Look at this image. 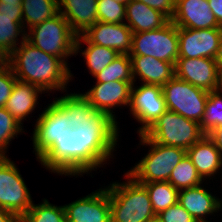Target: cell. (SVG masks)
<instances>
[{"mask_svg": "<svg viewBox=\"0 0 222 222\" xmlns=\"http://www.w3.org/2000/svg\"><path fill=\"white\" fill-rule=\"evenodd\" d=\"M132 76L135 83L136 76L142 84L163 86L175 76V65L150 56H130Z\"/></svg>", "mask_w": 222, "mask_h": 222, "instance_id": "cell-19", "label": "cell"}, {"mask_svg": "<svg viewBox=\"0 0 222 222\" xmlns=\"http://www.w3.org/2000/svg\"><path fill=\"white\" fill-rule=\"evenodd\" d=\"M94 77L97 79V83H108L110 81L134 82L130 56L128 54H120Z\"/></svg>", "mask_w": 222, "mask_h": 222, "instance_id": "cell-30", "label": "cell"}, {"mask_svg": "<svg viewBox=\"0 0 222 222\" xmlns=\"http://www.w3.org/2000/svg\"><path fill=\"white\" fill-rule=\"evenodd\" d=\"M30 192L13 161L0 157V207L19 218L32 206Z\"/></svg>", "mask_w": 222, "mask_h": 222, "instance_id": "cell-10", "label": "cell"}, {"mask_svg": "<svg viewBox=\"0 0 222 222\" xmlns=\"http://www.w3.org/2000/svg\"><path fill=\"white\" fill-rule=\"evenodd\" d=\"M171 21L177 27L190 29L220 27L208 0H175V12Z\"/></svg>", "mask_w": 222, "mask_h": 222, "instance_id": "cell-17", "label": "cell"}, {"mask_svg": "<svg viewBox=\"0 0 222 222\" xmlns=\"http://www.w3.org/2000/svg\"><path fill=\"white\" fill-rule=\"evenodd\" d=\"M140 145L150 146L146 154L127 174L139 183L168 181L171 171L185 157L186 150L158 144L139 134Z\"/></svg>", "mask_w": 222, "mask_h": 222, "instance_id": "cell-4", "label": "cell"}, {"mask_svg": "<svg viewBox=\"0 0 222 222\" xmlns=\"http://www.w3.org/2000/svg\"><path fill=\"white\" fill-rule=\"evenodd\" d=\"M168 182L177 190L199 186L203 179L198 174L196 167L192 164L191 159L185 157L171 171Z\"/></svg>", "mask_w": 222, "mask_h": 222, "instance_id": "cell-29", "label": "cell"}, {"mask_svg": "<svg viewBox=\"0 0 222 222\" xmlns=\"http://www.w3.org/2000/svg\"><path fill=\"white\" fill-rule=\"evenodd\" d=\"M132 30L126 23L113 24L97 22L81 34L89 43L116 50L119 54H128L132 49Z\"/></svg>", "mask_w": 222, "mask_h": 222, "instance_id": "cell-16", "label": "cell"}, {"mask_svg": "<svg viewBox=\"0 0 222 222\" xmlns=\"http://www.w3.org/2000/svg\"><path fill=\"white\" fill-rule=\"evenodd\" d=\"M167 110L200 123L209 92L174 76L162 86Z\"/></svg>", "mask_w": 222, "mask_h": 222, "instance_id": "cell-8", "label": "cell"}, {"mask_svg": "<svg viewBox=\"0 0 222 222\" xmlns=\"http://www.w3.org/2000/svg\"><path fill=\"white\" fill-rule=\"evenodd\" d=\"M175 76L208 92L219 88V67L212 58H178Z\"/></svg>", "mask_w": 222, "mask_h": 222, "instance_id": "cell-14", "label": "cell"}, {"mask_svg": "<svg viewBox=\"0 0 222 222\" xmlns=\"http://www.w3.org/2000/svg\"><path fill=\"white\" fill-rule=\"evenodd\" d=\"M20 46L9 55V66L17 80L39 87L43 91L65 90L73 77L68 63L60 57L47 54L22 39Z\"/></svg>", "mask_w": 222, "mask_h": 222, "instance_id": "cell-2", "label": "cell"}, {"mask_svg": "<svg viewBox=\"0 0 222 222\" xmlns=\"http://www.w3.org/2000/svg\"><path fill=\"white\" fill-rule=\"evenodd\" d=\"M221 92V93H220ZM222 91L219 89L209 92L205 104V112L200 122L201 129L206 135L215 127L222 125Z\"/></svg>", "mask_w": 222, "mask_h": 222, "instance_id": "cell-32", "label": "cell"}, {"mask_svg": "<svg viewBox=\"0 0 222 222\" xmlns=\"http://www.w3.org/2000/svg\"><path fill=\"white\" fill-rule=\"evenodd\" d=\"M148 222H162L159 217L156 215L155 217H153L152 219H150Z\"/></svg>", "mask_w": 222, "mask_h": 222, "instance_id": "cell-46", "label": "cell"}, {"mask_svg": "<svg viewBox=\"0 0 222 222\" xmlns=\"http://www.w3.org/2000/svg\"><path fill=\"white\" fill-rule=\"evenodd\" d=\"M9 65V55L0 48V68Z\"/></svg>", "mask_w": 222, "mask_h": 222, "instance_id": "cell-42", "label": "cell"}, {"mask_svg": "<svg viewBox=\"0 0 222 222\" xmlns=\"http://www.w3.org/2000/svg\"><path fill=\"white\" fill-rule=\"evenodd\" d=\"M42 92L44 93L42 89L33 84L16 80L5 108L23 125L22 121L36 108L38 95Z\"/></svg>", "mask_w": 222, "mask_h": 222, "instance_id": "cell-23", "label": "cell"}, {"mask_svg": "<svg viewBox=\"0 0 222 222\" xmlns=\"http://www.w3.org/2000/svg\"><path fill=\"white\" fill-rule=\"evenodd\" d=\"M0 222H19V217L0 207Z\"/></svg>", "mask_w": 222, "mask_h": 222, "instance_id": "cell-41", "label": "cell"}, {"mask_svg": "<svg viewBox=\"0 0 222 222\" xmlns=\"http://www.w3.org/2000/svg\"><path fill=\"white\" fill-rule=\"evenodd\" d=\"M215 61L218 64L219 68H222V36L220 39V43H219V47H218V51L215 57Z\"/></svg>", "mask_w": 222, "mask_h": 222, "instance_id": "cell-43", "label": "cell"}, {"mask_svg": "<svg viewBox=\"0 0 222 222\" xmlns=\"http://www.w3.org/2000/svg\"><path fill=\"white\" fill-rule=\"evenodd\" d=\"M178 202L197 222H208L206 215L222 210V200L200 185L179 190Z\"/></svg>", "mask_w": 222, "mask_h": 222, "instance_id": "cell-18", "label": "cell"}, {"mask_svg": "<svg viewBox=\"0 0 222 222\" xmlns=\"http://www.w3.org/2000/svg\"><path fill=\"white\" fill-rule=\"evenodd\" d=\"M77 35L72 31L68 21L58 13L54 17L31 28L26 33V40L47 54L65 58L75 54Z\"/></svg>", "mask_w": 222, "mask_h": 222, "instance_id": "cell-6", "label": "cell"}, {"mask_svg": "<svg viewBox=\"0 0 222 222\" xmlns=\"http://www.w3.org/2000/svg\"><path fill=\"white\" fill-rule=\"evenodd\" d=\"M67 222H111L109 192L99 189L64 205Z\"/></svg>", "mask_w": 222, "mask_h": 222, "instance_id": "cell-13", "label": "cell"}, {"mask_svg": "<svg viewBox=\"0 0 222 222\" xmlns=\"http://www.w3.org/2000/svg\"><path fill=\"white\" fill-rule=\"evenodd\" d=\"M0 2H4L5 4H21L22 0H0Z\"/></svg>", "mask_w": 222, "mask_h": 222, "instance_id": "cell-44", "label": "cell"}, {"mask_svg": "<svg viewBox=\"0 0 222 222\" xmlns=\"http://www.w3.org/2000/svg\"><path fill=\"white\" fill-rule=\"evenodd\" d=\"M22 125L7 111L0 107V157H6L5 153L10 141L23 132Z\"/></svg>", "mask_w": 222, "mask_h": 222, "instance_id": "cell-33", "label": "cell"}, {"mask_svg": "<svg viewBox=\"0 0 222 222\" xmlns=\"http://www.w3.org/2000/svg\"><path fill=\"white\" fill-rule=\"evenodd\" d=\"M222 27L208 29H190L178 27L179 58L215 59Z\"/></svg>", "mask_w": 222, "mask_h": 222, "instance_id": "cell-12", "label": "cell"}, {"mask_svg": "<svg viewBox=\"0 0 222 222\" xmlns=\"http://www.w3.org/2000/svg\"><path fill=\"white\" fill-rule=\"evenodd\" d=\"M208 4L218 22V25L222 27V0H208Z\"/></svg>", "mask_w": 222, "mask_h": 222, "instance_id": "cell-40", "label": "cell"}, {"mask_svg": "<svg viewBox=\"0 0 222 222\" xmlns=\"http://www.w3.org/2000/svg\"><path fill=\"white\" fill-rule=\"evenodd\" d=\"M0 13L7 16H22L21 4H5L0 2Z\"/></svg>", "mask_w": 222, "mask_h": 222, "instance_id": "cell-38", "label": "cell"}, {"mask_svg": "<svg viewBox=\"0 0 222 222\" xmlns=\"http://www.w3.org/2000/svg\"><path fill=\"white\" fill-rule=\"evenodd\" d=\"M157 216L162 222H197L179 202L160 212Z\"/></svg>", "mask_w": 222, "mask_h": 222, "instance_id": "cell-36", "label": "cell"}, {"mask_svg": "<svg viewBox=\"0 0 222 222\" xmlns=\"http://www.w3.org/2000/svg\"><path fill=\"white\" fill-rule=\"evenodd\" d=\"M25 30L23 16H7L0 13V48L10 55L17 48L18 36L26 39Z\"/></svg>", "mask_w": 222, "mask_h": 222, "instance_id": "cell-27", "label": "cell"}, {"mask_svg": "<svg viewBox=\"0 0 222 222\" xmlns=\"http://www.w3.org/2000/svg\"><path fill=\"white\" fill-rule=\"evenodd\" d=\"M134 82L110 81L96 83L85 94L81 95L98 111L107 113L116 121L112 109L119 106H129L131 88ZM114 107V108H113Z\"/></svg>", "mask_w": 222, "mask_h": 222, "instance_id": "cell-15", "label": "cell"}, {"mask_svg": "<svg viewBox=\"0 0 222 222\" xmlns=\"http://www.w3.org/2000/svg\"><path fill=\"white\" fill-rule=\"evenodd\" d=\"M151 8L160 11L166 15L170 20L174 16L175 12V0H138Z\"/></svg>", "mask_w": 222, "mask_h": 222, "instance_id": "cell-37", "label": "cell"}, {"mask_svg": "<svg viewBox=\"0 0 222 222\" xmlns=\"http://www.w3.org/2000/svg\"><path fill=\"white\" fill-rule=\"evenodd\" d=\"M129 56H150L175 65L179 58L178 27L170 20L159 29L133 33Z\"/></svg>", "mask_w": 222, "mask_h": 222, "instance_id": "cell-7", "label": "cell"}, {"mask_svg": "<svg viewBox=\"0 0 222 222\" xmlns=\"http://www.w3.org/2000/svg\"><path fill=\"white\" fill-rule=\"evenodd\" d=\"M118 122L95 110L78 129L56 141L39 162L51 172L79 176L102 167L113 156L118 138Z\"/></svg>", "mask_w": 222, "mask_h": 222, "instance_id": "cell-1", "label": "cell"}, {"mask_svg": "<svg viewBox=\"0 0 222 222\" xmlns=\"http://www.w3.org/2000/svg\"><path fill=\"white\" fill-rule=\"evenodd\" d=\"M127 182H113L109 192L111 222H148L156 216L145 186L127 173Z\"/></svg>", "mask_w": 222, "mask_h": 222, "instance_id": "cell-3", "label": "cell"}, {"mask_svg": "<svg viewBox=\"0 0 222 222\" xmlns=\"http://www.w3.org/2000/svg\"><path fill=\"white\" fill-rule=\"evenodd\" d=\"M126 5L116 0H98L97 18L99 22L121 24L125 21Z\"/></svg>", "mask_w": 222, "mask_h": 222, "instance_id": "cell-34", "label": "cell"}, {"mask_svg": "<svg viewBox=\"0 0 222 222\" xmlns=\"http://www.w3.org/2000/svg\"><path fill=\"white\" fill-rule=\"evenodd\" d=\"M117 2H120L124 5H127L131 0H116Z\"/></svg>", "mask_w": 222, "mask_h": 222, "instance_id": "cell-47", "label": "cell"}, {"mask_svg": "<svg viewBox=\"0 0 222 222\" xmlns=\"http://www.w3.org/2000/svg\"><path fill=\"white\" fill-rule=\"evenodd\" d=\"M60 98L67 104V121L70 131L80 128L81 124L96 110L81 93L74 92Z\"/></svg>", "mask_w": 222, "mask_h": 222, "instance_id": "cell-28", "label": "cell"}, {"mask_svg": "<svg viewBox=\"0 0 222 222\" xmlns=\"http://www.w3.org/2000/svg\"><path fill=\"white\" fill-rule=\"evenodd\" d=\"M222 91V68H219V88Z\"/></svg>", "mask_w": 222, "mask_h": 222, "instance_id": "cell-45", "label": "cell"}, {"mask_svg": "<svg viewBox=\"0 0 222 222\" xmlns=\"http://www.w3.org/2000/svg\"><path fill=\"white\" fill-rule=\"evenodd\" d=\"M186 154L203 180L222 169L221 153L207 135L191 146Z\"/></svg>", "mask_w": 222, "mask_h": 222, "instance_id": "cell-22", "label": "cell"}, {"mask_svg": "<svg viewBox=\"0 0 222 222\" xmlns=\"http://www.w3.org/2000/svg\"><path fill=\"white\" fill-rule=\"evenodd\" d=\"M21 7L23 28L30 30L59 13V0H22Z\"/></svg>", "mask_w": 222, "mask_h": 222, "instance_id": "cell-25", "label": "cell"}, {"mask_svg": "<svg viewBox=\"0 0 222 222\" xmlns=\"http://www.w3.org/2000/svg\"><path fill=\"white\" fill-rule=\"evenodd\" d=\"M142 134L158 144L179 147L186 151L206 135L200 123L171 110H166Z\"/></svg>", "mask_w": 222, "mask_h": 222, "instance_id": "cell-5", "label": "cell"}, {"mask_svg": "<svg viewBox=\"0 0 222 222\" xmlns=\"http://www.w3.org/2000/svg\"><path fill=\"white\" fill-rule=\"evenodd\" d=\"M19 222H67L64 206H55L44 199L41 204L31 208L19 218Z\"/></svg>", "mask_w": 222, "mask_h": 222, "instance_id": "cell-31", "label": "cell"}, {"mask_svg": "<svg viewBox=\"0 0 222 222\" xmlns=\"http://www.w3.org/2000/svg\"><path fill=\"white\" fill-rule=\"evenodd\" d=\"M126 25L133 33L147 32L165 26L170 19L158 10L138 0L126 5Z\"/></svg>", "mask_w": 222, "mask_h": 222, "instance_id": "cell-21", "label": "cell"}, {"mask_svg": "<svg viewBox=\"0 0 222 222\" xmlns=\"http://www.w3.org/2000/svg\"><path fill=\"white\" fill-rule=\"evenodd\" d=\"M129 106L134 118L142 124L138 129L142 134L167 110L162 86L142 84L136 88L133 84Z\"/></svg>", "mask_w": 222, "mask_h": 222, "instance_id": "cell-11", "label": "cell"}, {"mask_svg": "<svg viewBox=\"0 0 222 222\" xmlns=\"http://www.w3.org/2000/svg\"><path fill=\"white\" fill-rule=\"evenodd\" d=\"M149 193L151 205L157 215L168 207L178 203L179 190L168 181L141 183Z\"/></svg>", "mask_w": 222, "mask_h": 222, "instance_id": "cell-26", "label": "cell"}, {"mask_svg": "<svg viewBox=\"0 0 222 222\" xmlns=\"http://www.w3.org/2000/svg\"><path fill=\"white\" fill-rule=\"evenodd\" d=\"M16 80L17 78L9 65L0 68V107H5Z\"/></svg>", "mask_w": 222, "mask_h": 222, "instance_id": "cell-35", "label": "cell"}, {"mask_svg": "<svg viewBox=\"0 0 222 222\" xmlns=\"http://www.w3.org/2000/svg\"><path fill=\"white\" fill-rule=\"evenodd\" d=\"M67 104L61 98L55 100L39 114L33 131V147L39 159L56 141L69 135Z\"/></svg>", "mask_w": 222, "mask_h": 222, "instance_id": "cell-9", "label": "cell"}, {"mask_svg": "<svg viewBox=\"0 0 222 222\" xmlns=\"http://www.w3.org/2000/svg\"><path fill=\"white\" fill-rule=\"evenodd\" d=\"M80 41L84 42L83 44H87L86 49L82 51V55L85 58L86 65L88 66V69L90 70L92 76L100 73L120 55L114 49L89 43L82 35H78L76 37L75 54H77L81 50L82 43Z\"/></svg>", "mask_w": 222, "mask_h": 222, "instance_id": "cell-24", "label": "cell"}, {"mask_svg": "<svg viewBox=\"0 0 222 222\" xmlns=\"http://www.w3.org/2000/svg\"><path fill=\"white\" fill-rule=\"evenodd\" d=\"M98 0H59V13L78 36L98 22Z\"/></svg>", "mask_w": 222, "mask_h": 222, "instance_id": "cell-20", "label": "cell"}, {"mask_svg": "<svg viewBox=\"0 0 222 222\" xmlns=\"http://www.w3.org/2000/svg\"><path fill=\"white\" fill-rule=\"evenodd\" d=\"M207 136L214 142L222 156V125L213 128Z\"/></svg>", "mask_w": 222, "mask_h": 222, "instance_id": "cell-39", "label": "cell"}]
</instances>
